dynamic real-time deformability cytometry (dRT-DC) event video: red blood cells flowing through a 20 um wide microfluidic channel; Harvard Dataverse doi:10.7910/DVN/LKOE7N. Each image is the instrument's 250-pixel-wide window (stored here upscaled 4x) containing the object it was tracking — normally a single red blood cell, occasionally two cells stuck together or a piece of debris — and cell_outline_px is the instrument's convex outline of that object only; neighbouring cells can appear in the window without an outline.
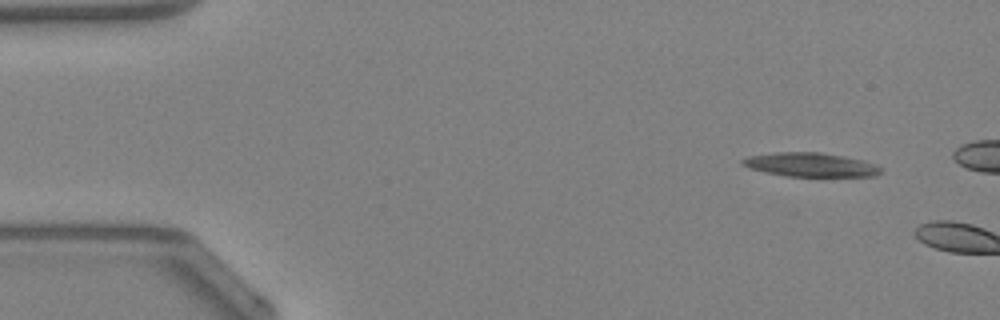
{"species": "Egyptian fruit bat (a non-hibernating species)", "species_latin": "Rousettus aegyptiacus", "temperature_condition": "warm", "stored_images_in_passage": 4, "camera_frame_rate_fps": 3000, "um_per_image_px": 0.085, "animal": {"sex": "female"}, "frame": {"image": 1, "passage_image": 1, "time_ms": 0.0, "image_size_px": [1000, 320], "cell_outline_px": [[880, 172], [876, 176], [788, 176], [748, 168], [740, 164], [740, 160], [748, 156], [772, 152], [820, 152], [844, 156], [864, 160], [876, 164], [880, 168]], "centroid_in_image_um": [68.87, 13.99], "position_along_channel_um": 16.1, "area_um2": 19.31}}